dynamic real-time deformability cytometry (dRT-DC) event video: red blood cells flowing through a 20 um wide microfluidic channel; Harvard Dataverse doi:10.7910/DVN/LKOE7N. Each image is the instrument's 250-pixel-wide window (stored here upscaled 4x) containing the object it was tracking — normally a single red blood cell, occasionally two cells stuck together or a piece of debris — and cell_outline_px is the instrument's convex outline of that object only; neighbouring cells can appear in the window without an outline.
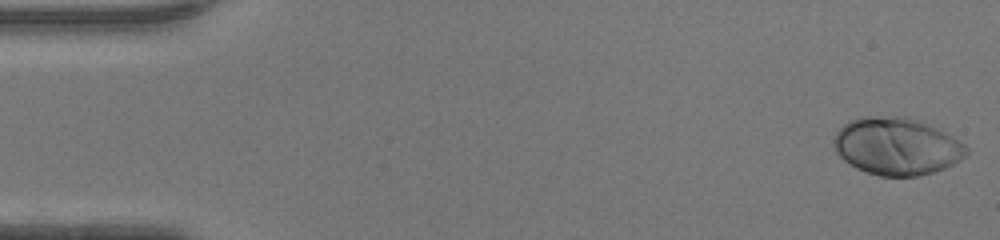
{"species": "human", "species_latin": "Homo sapiens", "temperature_condition": "warm", "stored_images_in_passage": 23, "camera_frame_rate_fps": 3000, "um_per_image_px": 0.085, "donor": {"sex": "female"}, "frame": {"image": 1, "passage_image": 1, "time_ms": 0.0, "image_size_px": [1000, 240], "cell_outline_px": [[968, 152], [960, 160], [944, 168], [932, 172], [916, 176], [880, 176], [856, 168], [844, 160], [836, 152], [832, 144], [832, 140], [836, 132], [848, 120], [860, 116], [908, 116], [936, 128], [952, 136], [964, 144], [968, 148]], "centroid_in_image_um": [76.18, 12.42], "position_along_channel_um": 8.8, "area_um2": 44.33}}
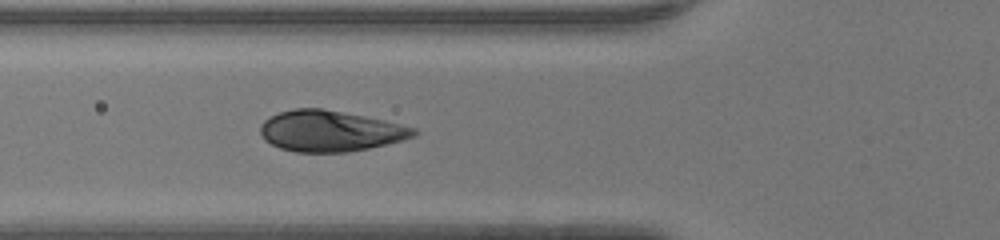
{"frame": {"image": 2, "passage_image": 17, "time_ms": 5.333, "image_size_px": [1000, 240], "cell_outline_px": [[420, 132], [416, 136], [404, 140], [388, 144], [348, 152], [296, 152], [280, 148], [264, 140], [260, 132], [260, 124], [264, 120], [280, 112], [296, 108], [320, 108], [364, 116], [384, 120], [416, 128]], "centroid_in_image_um": [28.09, 11.14], "position_along_channel_um": 97.7, "area_um2": 36.59}}
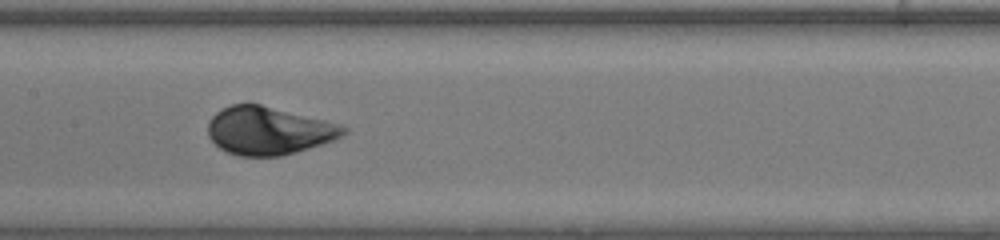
{"frame": {"image": 3, "passage_image": 23, "time_ms": 7.333, "image_size_px": [1000, 240], "cell_outline_px": [[348, 132], [344, 136], [296, 152], [280, 156], [240, 156], [228, 152], [220, 148], [208, 136], [208, 120], [220, 108], [232, 104], [260, 104], [340, 124], [348, 128]], "centroid_in_image_um": [22.82, 11.1], "position_along_channel_um": 184.6, "area_um2": 37.74}}